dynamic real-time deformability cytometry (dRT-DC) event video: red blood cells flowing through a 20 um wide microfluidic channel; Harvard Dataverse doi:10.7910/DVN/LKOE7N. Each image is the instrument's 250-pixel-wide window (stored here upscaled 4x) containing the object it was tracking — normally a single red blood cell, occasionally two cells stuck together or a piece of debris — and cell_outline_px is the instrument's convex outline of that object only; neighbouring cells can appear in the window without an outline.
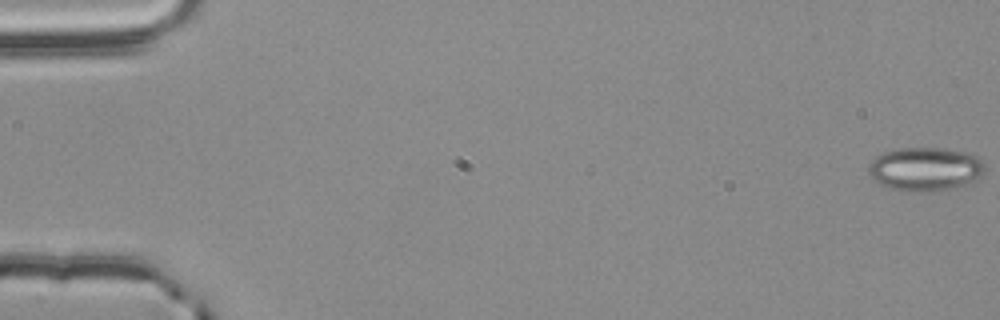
{"species": "common noctule bat (a hibernating species)", "species_latin": "Nyctalus noctula", "temperature_condition": "room temperature", "stored_images_in_passage": 56, "camera_frame_rate_fps": 3000, "um_per_image_px": 0.085, "animal": {"sex": "male", "body_mass_g": 20.4}, "frame": {"image": 1, "passage_image": 1, "time_ms": 0.0, "image_size_px": [1000, 320], "cell_outline_px": [[984, 172], [980, 176], [964, 184], [952, 188], [888, 188], [880, 184], [868, 172], [868, 168], [872, 160], [876, 156], [884, 152], [900, 148], [940, 148], [964, 152], [976, 156], [984, 164]], "centroid_in_image_um": [78.63, 14.3], "position_along_channel_um": 6.4, "area_um2": 28.15}}
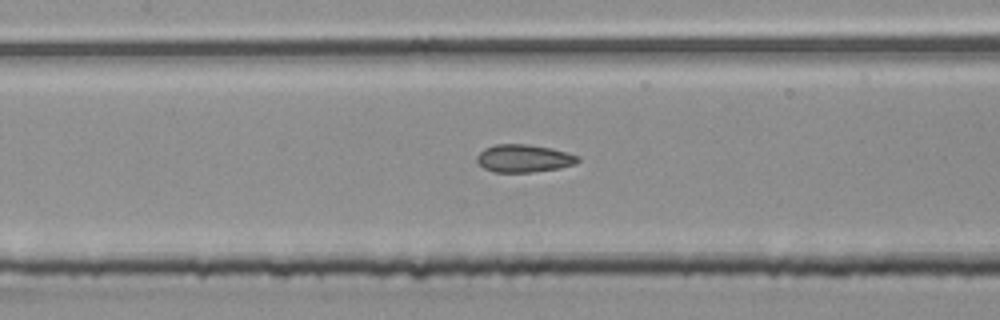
{"frame": {"image": 2, "passage_image": 27, "time_ms": 8.667, "image_size_px": [1000, 320], "cell_outline_px": [[580, 160], [576, 164], [560, 168], [532, 172], [492, 172], [484, 168], [476, 160], [476, 156], [484, 148], [496, 144], [528, 144], [552, 148], [580, 156]], "centroid_in_image_um": [44.54, 13.46], "position_along_channel_um": 162.9, "area_um2": 16.47}}
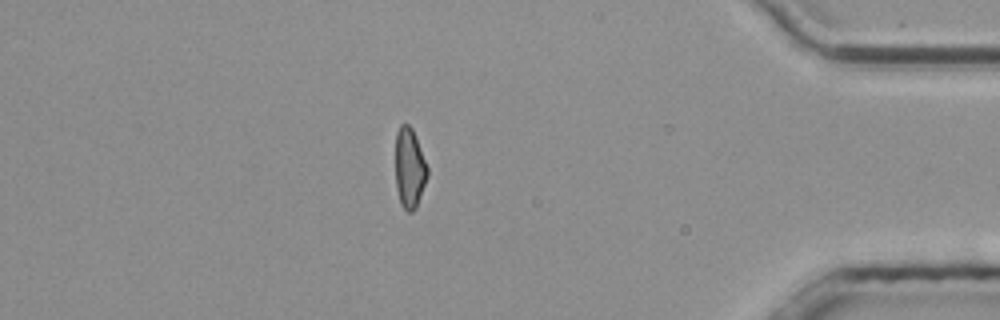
{"frame": {"image": 3, "passage_image": 49, "time_ms": 16.0, "image_size_px": [1000, 320], "cell_outline_px": [[428, 176], [416, 208], [412, 212], [408, 212], [400, 204], [396, 188], [396, 132], [400, 124], [408, 124], [412, 128], [428, 168]], "centroid_in_image_um": [34.8, 14.31], "position_along_channel_um": 400.4, "area_um2": 14.91}, "authors_computed_cell_mechanics": {"area_um2": 16.2996, "velocity_mm_per_s": 3.793, "shape_relaxation_time_tau1_ms": null, "shape_relaxation_time_tau2_ms": 2.2883, "deformation_change_tau1": null, "deformation_change_tau2": 0.0973}}